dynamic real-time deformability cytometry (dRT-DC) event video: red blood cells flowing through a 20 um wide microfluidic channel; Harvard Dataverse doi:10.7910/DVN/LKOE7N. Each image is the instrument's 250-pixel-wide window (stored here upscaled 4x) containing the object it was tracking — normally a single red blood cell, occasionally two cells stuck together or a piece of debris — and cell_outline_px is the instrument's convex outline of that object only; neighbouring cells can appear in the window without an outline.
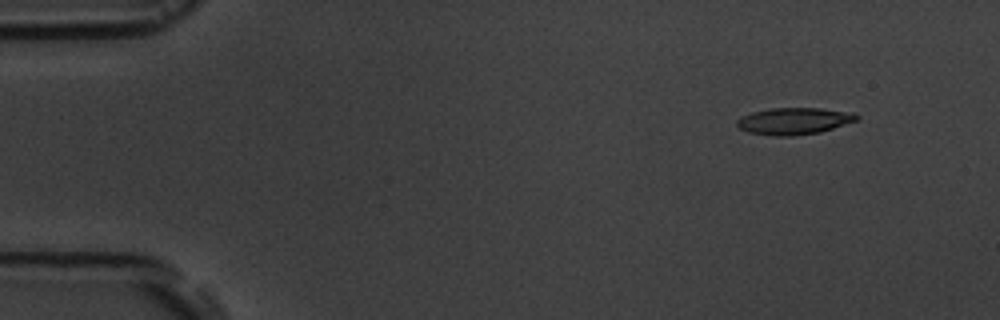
{"species": "common noctule bat (a hibernating species)", "species_latin": "Nyctalus noctula", "temperature_condition": "room temperature", "stored_images_in_passage": 6, "camera_frame_rate_fps": 3000, "um_per_image_px": 0.085, "animal": {"sex": "male", "body_mass_g": 19.5, "forearm_length_mm": 54.6}, "frame": {"image": 1, "passage_image": 2, "time_ms": 1.333, "image_size_px": [1000, 320], "cell_outline_px": [[860, 120], [820, 132], [792, 136], [772, 136], [748, 132], [740, 128], [736, 124], [736, 120], [740, 116], [752, 112], [772, 108], [820, 108], [852, 112], [860, 116]], "centroid_in_image_um": [67.51, 10.29], "position_along_channel_um": 17.5, "area_um2": 18.9}}
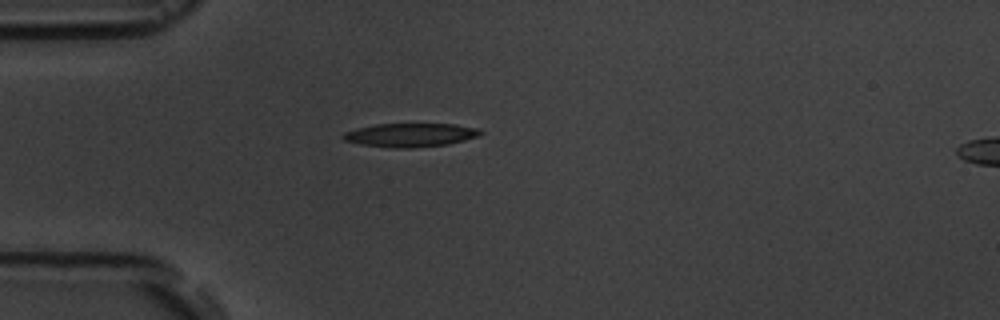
{"frame": {"image": 2, "passage_image": 5, "time_ms": 4.667, "image_size_px": [1000, 320], "cell_outline_px": [[484, 132], [476, 136], [464, 140], [448, 144], [412, 148], [396, 148], [360, 144], [344, 140], [340, 136], [344, 132], [356, 128], [376, 124], [456, 124], [476, 128]], "centroid_in_image_um": [34.84, 11.47], "position_along_channel_um": 50.2, "area_um2": 18.84}}